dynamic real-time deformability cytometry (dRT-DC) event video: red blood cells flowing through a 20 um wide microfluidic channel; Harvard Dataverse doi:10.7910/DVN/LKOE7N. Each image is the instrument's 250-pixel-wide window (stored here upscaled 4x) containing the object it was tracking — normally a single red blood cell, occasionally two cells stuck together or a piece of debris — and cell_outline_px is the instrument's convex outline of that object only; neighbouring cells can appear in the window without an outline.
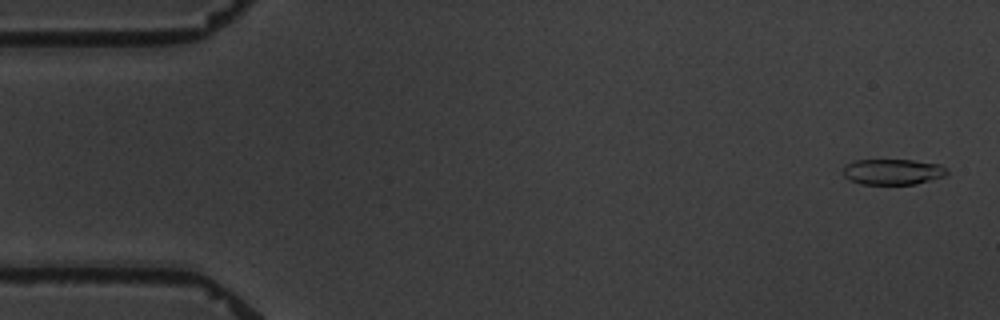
{"species": "common noctule bat (a hibernating species)", "species_latin": "Nyctalus noctula", "temperature_condition": "warm", "stored_images_in_passage": 5, "camera_frame_rate_fps": 3000, "um_per_image_px": 0.085, "animal": {"sex": "male", "body_mass_g": 19.5, "forearm_length_mm": 54.6}, "frame": {"image": 1, "passage_image": 1, "time_ms": 0.0, "image_size_px": [1000, 320], "cell_outline_px": [[948, 172], [944, 176], [916, 184], [860, 184], [844, 176], [840, 168], [844, 164], [852, 160], [912, 160], [940, 164], [948, 168]], "centroid_in_image_um": [75.84, 14.59], "position_along_channel_um": 9.2, "area_um2": 15.78}}
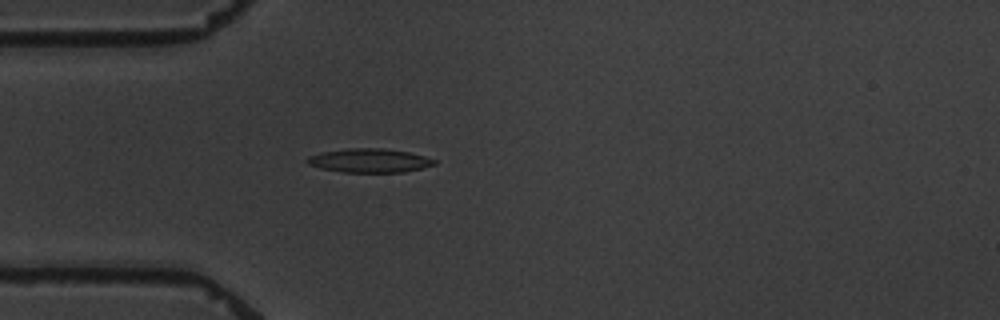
{"frame": {"image": 2, "passage_image": 5, "time_ms": 4.667, "image_size_px": [1000, 320], "cell_outline_px": [[436, 164], [404, 172], [344, 172], [320, 168], [308, 164], [304, 160], [308, 156], [324, 152], [348, 148], [384, 148], [408, 152], [424, 156], [436, 160]], "centroid_in_image_um": [31.38, 13.64], "position_along_channel_um": 53.6, "area_um2": 17.57}}